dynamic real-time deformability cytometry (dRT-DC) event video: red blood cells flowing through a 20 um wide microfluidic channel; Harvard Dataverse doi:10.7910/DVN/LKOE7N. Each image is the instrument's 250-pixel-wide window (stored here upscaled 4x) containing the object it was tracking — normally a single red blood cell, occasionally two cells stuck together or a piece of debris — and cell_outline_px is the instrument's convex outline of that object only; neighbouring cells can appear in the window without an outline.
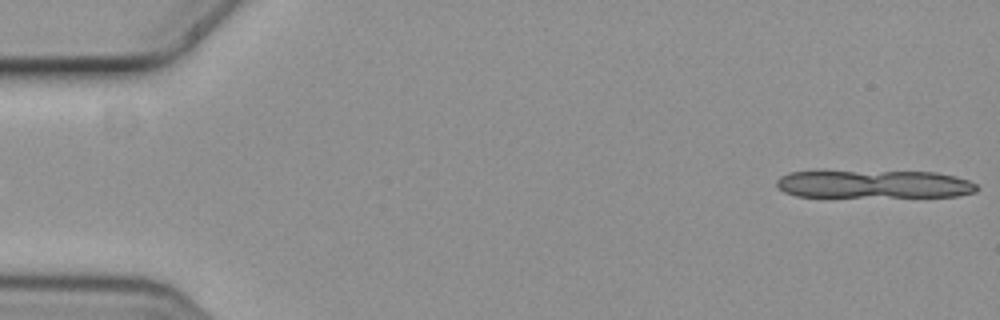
{"species": "common noctule bat (a hibernating species)", "species_latin": "Nyctalus noctula", "temperature_condition": "cold", "stored_images_in_passage": 6, "segment_of_instrument_passage": [1, 2], "camera_frame_rate_fps": 3000, "um_per_image_px": 0.085, "animal": {"sex": "female", "body_mass_g": 19.3, "forearm_length_mm": 54.1}, "frame": {"image": 1, "passage_image": 1, "time_ms": 0.0, "image_size_px": [1000, 320], "cell_outline_px": [[980, 188], [976, 192], [956, 196], [796, 196], [784, 192], [776, 184], [776, 180], [780, 176], [788, 172], [936, 172], [956, 176], [968, 180], [976, 184]], "centroid_in_image_um": [74.33, 15.66], "position_along_channel_um": 10.7, "area_um2": 32.19}}